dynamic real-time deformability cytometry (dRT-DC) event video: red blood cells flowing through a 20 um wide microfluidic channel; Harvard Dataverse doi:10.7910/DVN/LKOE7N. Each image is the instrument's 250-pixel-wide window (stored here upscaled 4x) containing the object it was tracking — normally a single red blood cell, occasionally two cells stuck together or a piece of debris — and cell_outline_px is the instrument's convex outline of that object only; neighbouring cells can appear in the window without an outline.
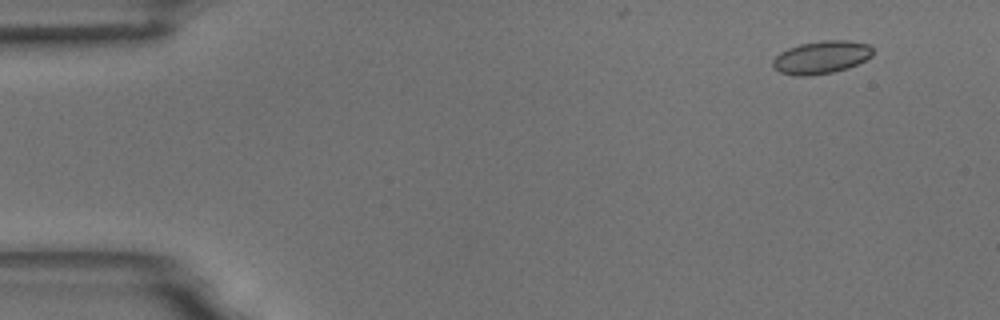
{"species": "common noctule bat (a hibernating species)", "species_latin": "Nyctalus noctula", "temperature_condition": "room temperature", "stored_images_in_passage": 9, "camera_frame_rate_fps": 3000, "um_per_image_px": 0.085, "animal": {"sex": "male", "body_mass_g": 18.8}, "frame": {"image": 1, "passage_image": 2, "time_ms": 0.333, "image_size_px": [1000, 320], "cell_outline_px": [[872, 56], [848, 68], [832, 72], [808, 76], [792, 76], [780, 72], [772, 68], [772, 60], [780, 52], [788, 48], [800, 44], [824, 40], [848, 40], [868, 44], [872, 48]], "centroid_in_image_um": [69.77, 4.88], "position_along_channel_um": 15.2, "area_um2": 19.19}}